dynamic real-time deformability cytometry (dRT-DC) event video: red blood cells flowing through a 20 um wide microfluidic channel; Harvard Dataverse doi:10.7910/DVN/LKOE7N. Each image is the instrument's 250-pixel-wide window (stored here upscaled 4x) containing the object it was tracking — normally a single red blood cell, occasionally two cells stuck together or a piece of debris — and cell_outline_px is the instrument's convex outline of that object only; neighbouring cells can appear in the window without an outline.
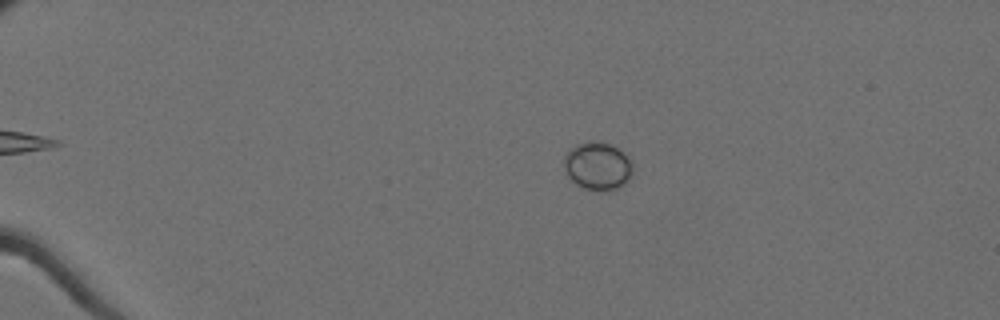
{"species": "Egyptian fruit bat (a non-hibernating species)", "species_latin": "Rousettus aegyptiacus", "temperature_condition": "cold", "stored_images_in_passage": 49, "camera_frame_rate_fps": 3000, "um_per_image_px": 0.085, "animal": {"sex": "female"}, "frame": {"image": 1, "passage_image": 3, "time_ms": 0.667, "image_size_px": [1000, 320], "cell_outline_px": [[632, 176], [624, 184], [616, 188], [584, 188], [576, 184], [568, 176], [564, 168], [564, 156], [576, 144], [588, 140], [592, 140], [608, 144], [624, 152], [632, 160]], "centroid_in_image_um": [50.8, 14.06], "position_along_channel_um": 34.2, "area_um2": 18.84}}
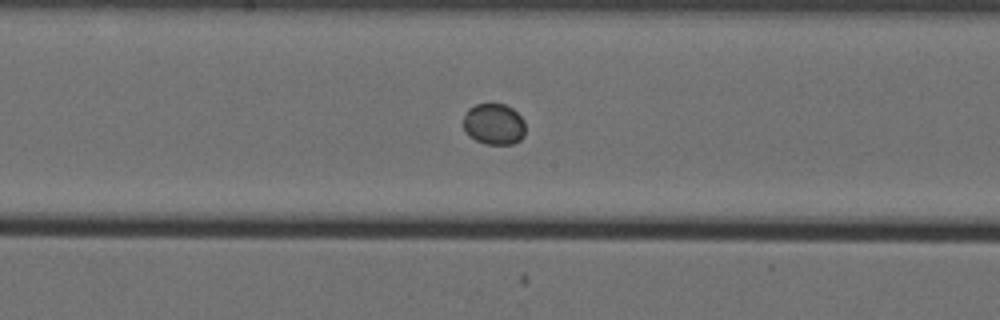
{"frame": {"image": 2, "passage_image": 24, "time_ms": 7.667, "image_size_px": [1000, 320], "cell_outline_px": [[524, 136], [520, 140], [512, 144], [484, 144], [468, 136], [464, 132], [464, 116], [468, 108], [476, 104], [504, 104], [512, 108], [524, 120]], "centroid_in_image_um": [41.97, 10.56], "position_along_channel_um": 206.2, "area_um2": 14.97}}
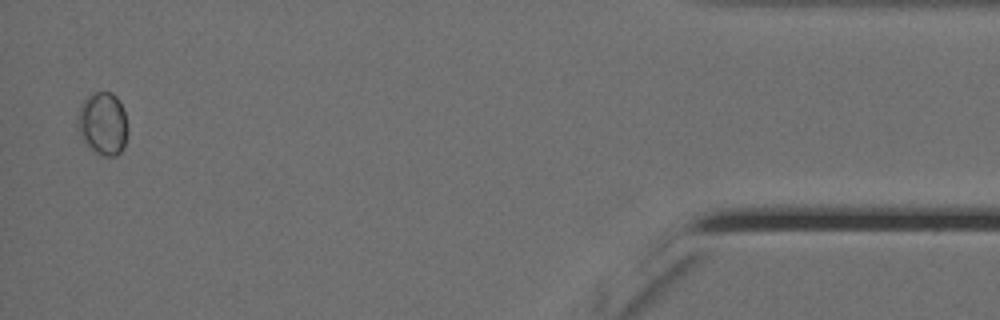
{"frame": {"image": 3, "passage_image": 48, "time_ms": 15.667, "image_size_px": [1000, 320], "cell_outline_px": [[128, 132], [124, 148], [116, 156], [104, 156], [96, 152], [80, 136], [76, 124], [80, 104], [88, 96], [96, 92], [112, 92], [116, 96], [124, 112], [128, 128]], "centroid_in_image_um": [8.75, 10.51], "position_along_channel_um": 426.5, "area_um2": 18.32}}